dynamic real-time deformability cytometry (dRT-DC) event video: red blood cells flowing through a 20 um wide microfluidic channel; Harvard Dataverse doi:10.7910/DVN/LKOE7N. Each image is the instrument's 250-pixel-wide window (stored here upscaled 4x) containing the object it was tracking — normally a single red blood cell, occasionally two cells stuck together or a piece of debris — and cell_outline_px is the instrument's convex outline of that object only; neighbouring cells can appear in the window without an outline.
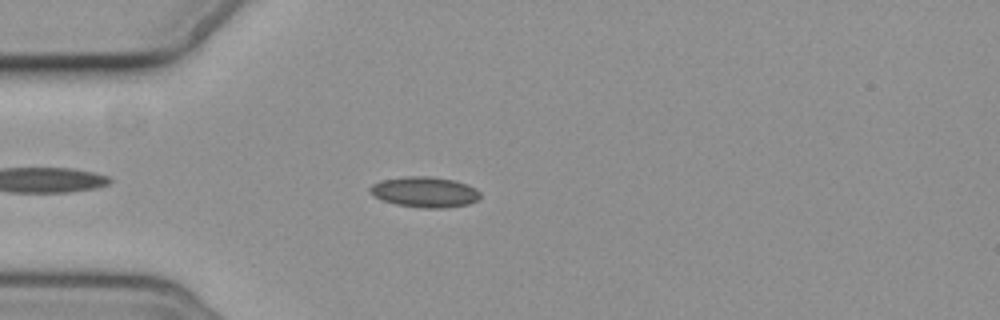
{"species": "common noctule bat (a hibernating species)", "species_latin": "Nyctalus noctula", "temperature_condition": "cold", "stored_images_in_passage": 2, "camera_frame_rate_fps": 3000, "um_per_image_px": 0.085, "animal": {"sex": "female", "body_mass_g": 19.3, "forearm_length_mm": 54.1}, "frame": {"image": 1, "passage_image": 1, "time_ms": 0.0, "image_size_px": [1000, 320], "cell_outline_px": [[480, 196], [476, 200], [468, 204], [448, 208], [420, 208], [396, 204], [372, 196], [368, 192], [368, 188], [372, 184], [384, 180], [404, 176], [428, 176], [452, 180], [468, 184], [476, 188], [480, 192]], "centroid_in_image_um": [36.09, 16.33], "position_along_channel_um": 48.9, "area_um2": 19.71}}